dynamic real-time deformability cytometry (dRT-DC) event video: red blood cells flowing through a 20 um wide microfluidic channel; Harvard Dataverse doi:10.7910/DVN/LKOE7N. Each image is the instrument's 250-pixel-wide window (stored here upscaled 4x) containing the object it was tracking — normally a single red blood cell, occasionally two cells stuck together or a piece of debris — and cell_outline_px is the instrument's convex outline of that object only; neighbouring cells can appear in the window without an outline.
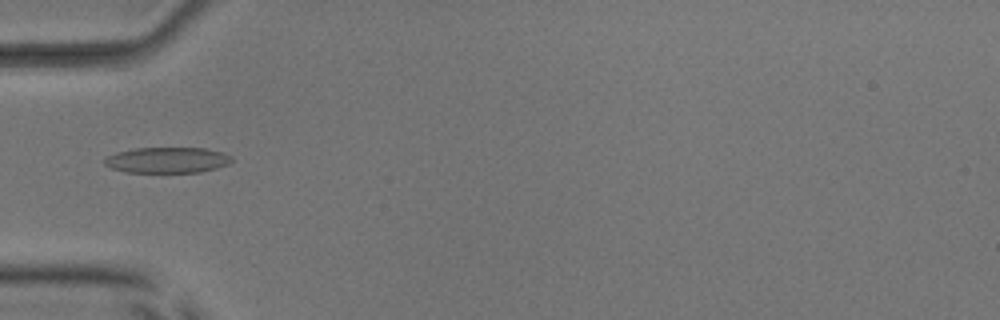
{"species": "common noctule bat (a hibernating species)", "species_latin": "Nyctalus noctula", "temperature_condition": "room temperature", "stored_images_in_passage": 5, "camera_frame_rate_fps": 3000, "um_per_image_px": 0.085, "animal": {"sex": "male", "body_mass_g": 17.9, "forearm_length_mm": 54.2}, "frame": {"image": 1, "passage_image": 5, "time_ms": 1.333, "image_size_px": [1000, 320], "cell_outline_px": [[232, 160], [228, 164], [216, 168], [200, 172], [124, 172], [112, 168], [104, 164], [104, 160], [108, 156], [116, 152], [136, 148], [204, 148], [220, 152], [232, 156]], "centroid_in_image_um": [14.2, 13.61], "position_along_channel_um": 70.8, "area_um2": 18.96}}